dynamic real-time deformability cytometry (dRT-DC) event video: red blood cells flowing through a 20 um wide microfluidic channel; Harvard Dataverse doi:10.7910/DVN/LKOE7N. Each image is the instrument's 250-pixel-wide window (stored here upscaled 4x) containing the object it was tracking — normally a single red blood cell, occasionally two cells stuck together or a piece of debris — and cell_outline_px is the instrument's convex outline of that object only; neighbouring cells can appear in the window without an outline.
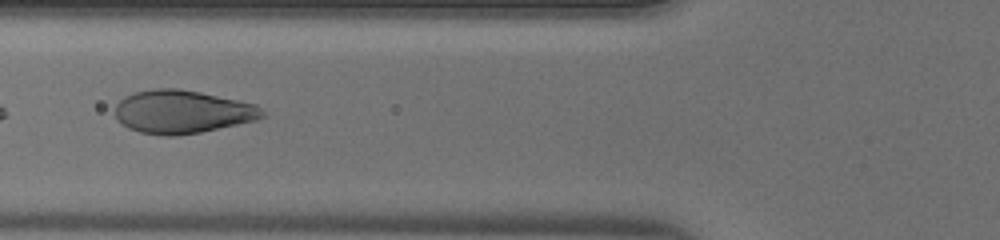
{"species": "human", "species_latin": "Homo sapiens", "temperature_condition": "warm", "stored_images_in_passage": 15, "camera_frame_rate_fps": 3000, "um_per_image_px": 0.085, "donor": {"sex": "male"}, "frame": {"image": 1, "passage_image": 5, "time_ms": 1.333, "image_size_px": [1000, 240], "cell_outline_px": [[264, 116], [256, 120], [200, 132], [176, 136], [164, 136], [140, 132], [128, 128], [116, 120], [116, 104], [124, 96], [136, 92], [156, 88], [180, 88], [200, 92], [256, 104], [264, 112]], "centroid_in_image_um": [15.46, 9.5], "position_along_channel_um": 110.3, "area_um2": 36.99}}